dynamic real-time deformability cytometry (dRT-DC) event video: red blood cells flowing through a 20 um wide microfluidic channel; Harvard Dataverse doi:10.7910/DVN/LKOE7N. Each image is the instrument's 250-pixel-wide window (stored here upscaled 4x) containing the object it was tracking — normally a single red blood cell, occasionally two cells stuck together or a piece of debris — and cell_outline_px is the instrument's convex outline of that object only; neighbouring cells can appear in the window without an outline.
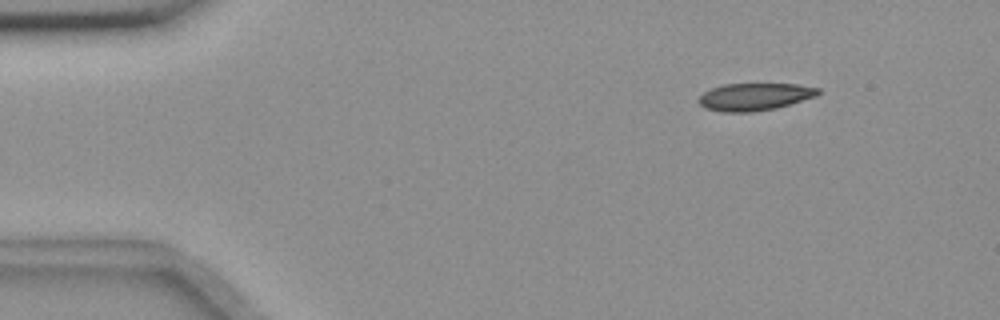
{"species": "common noctule bat (a hibernating species)", "species_latin": "Nyctalus noctula", "temperature_condition": "room temperature", "stored_images_in_passage": 4, "camera_frame_rate_fps": 3000, "um_per_image_px": 0.085, "animal": {"sex": "female", "body_mass_g": 18.4}, "frame": {"image": 1, "passage_image": 2, "time_ms": 1.333, "image_size_px": [1000, 320], "cell_outline_px": [[820, 92], [816, 96], [776, 108], [752, 112], [720, 112], [704, 108], [696, 100], [704, 92], [712, 88], [724, 84], [796, 84], [820, 88]], "centroid_in_image_um": [64.11, 8.23], "position_along_channel_um": 20.9, "area_um2": 19.07}}